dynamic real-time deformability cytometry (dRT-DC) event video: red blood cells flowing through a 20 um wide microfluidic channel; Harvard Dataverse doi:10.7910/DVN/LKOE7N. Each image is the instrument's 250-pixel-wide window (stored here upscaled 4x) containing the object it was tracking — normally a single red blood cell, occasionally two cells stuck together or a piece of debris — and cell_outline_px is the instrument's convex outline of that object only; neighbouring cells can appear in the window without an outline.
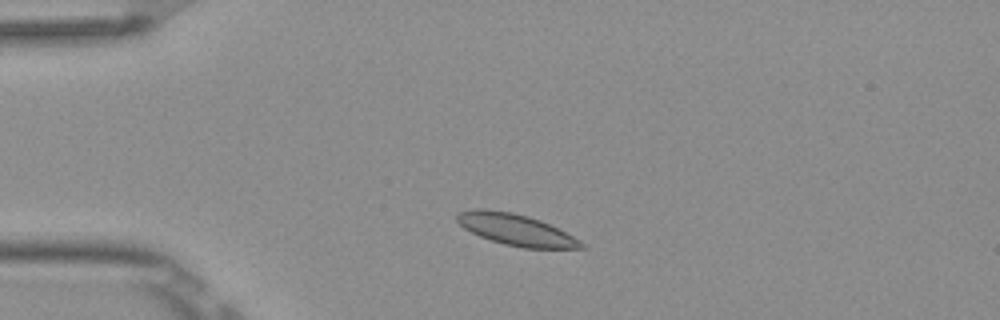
{"species": "Egyptian fruit bat (a non-hibernating species)", "species_latin": "Rousettus aegyptiacus", "temperature_condition": "room temperature", "stored_images_in_passage": 3, "camera_frame_rate_fps": 3000, "um_per_image_px": 0.085, "frame": {"image": 1, "passage_image": 2, "time_ms": 0.333, "image_size_px": [1000, 320], "cell_outline_px": [[588, 248], [524, 248], [504, 244], [480, 236], [464, 228], [456, 220], [456, 212], [476, 208], [484, 208], [512, 212], [528, 216], [540, 220], [580, 240]], "centroid_in_image_um": [43.81, 19.51], "position_along_channel_um": 41.2, "area_um2": 22.54}}